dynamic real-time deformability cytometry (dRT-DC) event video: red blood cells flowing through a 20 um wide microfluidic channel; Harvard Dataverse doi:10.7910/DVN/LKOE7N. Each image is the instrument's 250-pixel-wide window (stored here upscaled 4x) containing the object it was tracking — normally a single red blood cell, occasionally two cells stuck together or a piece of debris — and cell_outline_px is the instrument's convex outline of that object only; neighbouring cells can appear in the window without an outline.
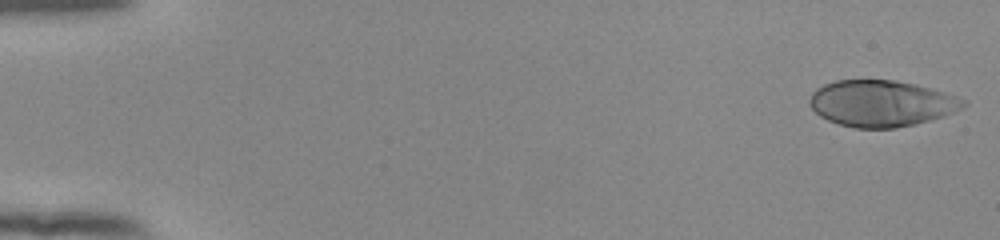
{"species": "human", "species_latin": "Homo sapiens", "temperature_condition": "room temperature", "stored_images_in_passage": 52, "camera_frame_rate_fps": 3000, "um_per_image_px": 0.085, "donor": {"sex": "female"}, "frame": {"image": 1, "passage_image": 1, "time_ms": 0.0, "image_size_px": [1000, 240], "cell_outline_px": [[968, 104], [944, 116], [916, 124], [896, 128], [856, 128], [840, 124], [828, 120], [820, 116], [808, 104], [808, 100], [812, 92], [816, 88], [824, 84], [836, 80], [896, 80], [916, 84], [944, 92], [956, 96], [964, 100]], "centroid_in_image_um": [74.89, 8.78], "position_along_channel_um": 10.1, "area_um2": 41.5}}
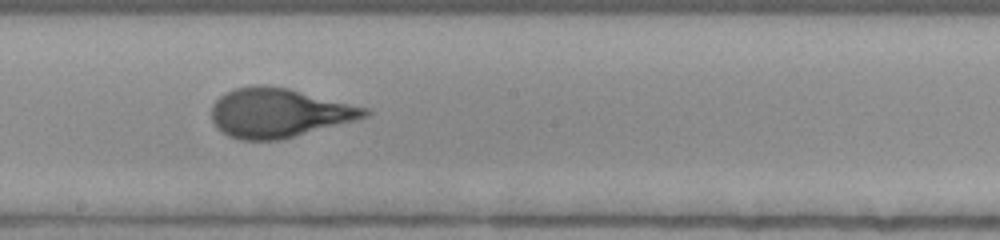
{"frame": {"image": 2, "passage_image": 30, "time_ms": 9.667, "image_size_px": [1000, 240], "cell_outline_px": [[372, 112], [368, 116], [356, 120], [280, 140], [240, 140], [228, 136], [216, 128], [212, 120], [212, 104], [224, 92], [236, 88], [256, 84], [260, 84], [288, 88], [368, 108]], "centroid_in_image_um": [23.67, 9.59], "position_along_channel_um": 224.5, "area_um2": 43.99}}
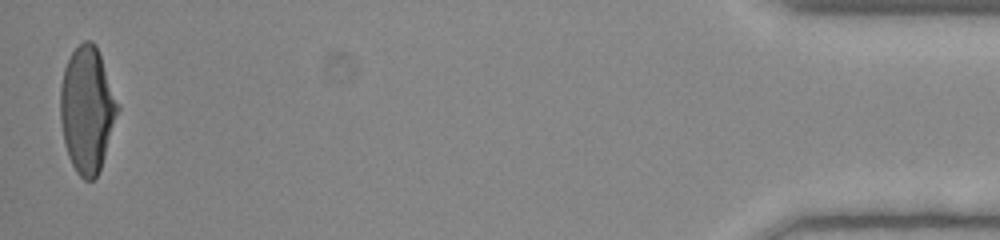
{"frame": {"image": 3, "passage_image": 52, "time_ms": 17.0, "image_size_px": [1000, 240], "cell_outline_px": [[120, 108], [100, 168], [96, 176], [92, 180], [84, 180], [76, 172], [68, 156], [64, 144], [60, 120], [60, 88], [64, 68], [72, 52], [84, 40], [92, 40], [96, 44]], "centroid_in_image_um": [7.39, 9.31], "position_along_channel_um": 427.8, "area_um2": 41.85}, "authors_computed_cell_mechanics": {"area_um2": 42.5408, "velocity_mm_per_s": 3.9101, "shape_relaxation_time_tau1_ms": 4.4096, "shape_relaxation_time_tau2_ms": null, "deformation_change_tau1": 0.2128, "deformation_change_tau2": null}}